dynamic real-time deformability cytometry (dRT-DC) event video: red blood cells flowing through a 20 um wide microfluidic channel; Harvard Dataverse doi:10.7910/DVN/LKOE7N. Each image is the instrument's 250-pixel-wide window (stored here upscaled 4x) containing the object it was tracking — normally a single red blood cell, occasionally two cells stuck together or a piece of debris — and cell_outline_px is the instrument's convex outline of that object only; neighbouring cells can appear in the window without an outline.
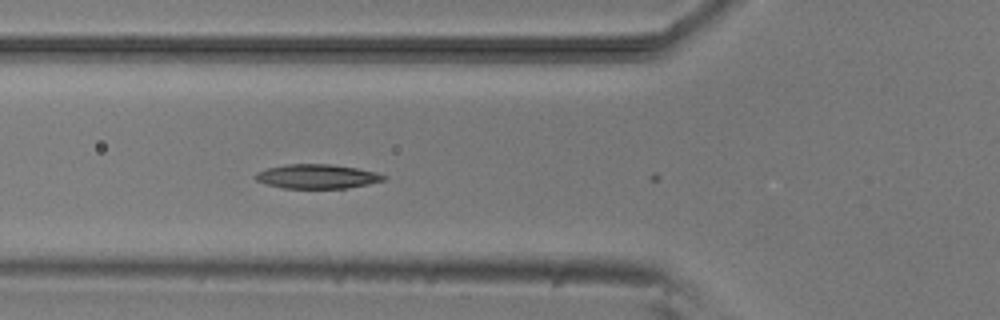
{"species": "common noctule bat (a hibernating species)", "species_latin": "Nyctalus noctula", "temperature_condition": "room temperature", "stored_images_in_passage": 3, "camera_frame_rate_fps": 3000, "um_per_image_px": 0.085, "animal": {"sex": "male", "body_mass_g": 20.5, "forearm_length_mm": 52.5}, "frame": {"image": 1, "passage_image": 2, "time_ms": 0.333, "image_size_px": [1000, 320], "cell_outline_px": [[388, 176], [384, 180], [368, 184], [344, 188], [284, 188], [268, 184], [256, 180], [252, 176], [256, 172], [268, 168], [288, 164], [332, 164], [356, 168], [376, 172]], "centroid_in_image_um": [26.95, 14.99], "position_along_channel_um": 98.9, "area_um2": 18.03}}